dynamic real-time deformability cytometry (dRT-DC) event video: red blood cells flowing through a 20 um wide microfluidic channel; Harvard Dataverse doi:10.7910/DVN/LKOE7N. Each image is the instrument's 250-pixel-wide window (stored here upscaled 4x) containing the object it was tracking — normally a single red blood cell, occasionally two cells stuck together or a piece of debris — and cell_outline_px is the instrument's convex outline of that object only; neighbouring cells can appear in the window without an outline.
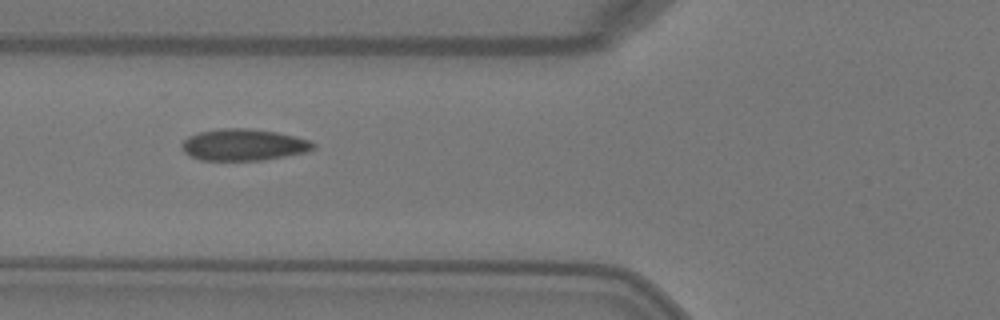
{"species": "Egyptian fruit bat (a non-hibernating species)", "species_latin": "Rousettus aegyptiacus", "temperature_condition": "warm", "stored_images_in_passage": 5, "camera_frame_rate_fps": 3000, "um_per_image_px": 0.085, "animal": {"sex": "female"}, "frame": {"image": 1, "passage_image": 5, "time_ms": 1.333, "image_size_px": [1000, 320], "cell_outline_px": [[316, 148], [308, 152], [264, 160], [200, 160], [184, 152], [180, 144], [188, 136], [200, 132], [220, 128], [248, 128], [276, 132], [296, 136], [312, 140], [316, 144]], "centroid_in_image_um": [20.76, 12.3], "position_along_channel_um": 105.0, "area_um2": 24.45}}